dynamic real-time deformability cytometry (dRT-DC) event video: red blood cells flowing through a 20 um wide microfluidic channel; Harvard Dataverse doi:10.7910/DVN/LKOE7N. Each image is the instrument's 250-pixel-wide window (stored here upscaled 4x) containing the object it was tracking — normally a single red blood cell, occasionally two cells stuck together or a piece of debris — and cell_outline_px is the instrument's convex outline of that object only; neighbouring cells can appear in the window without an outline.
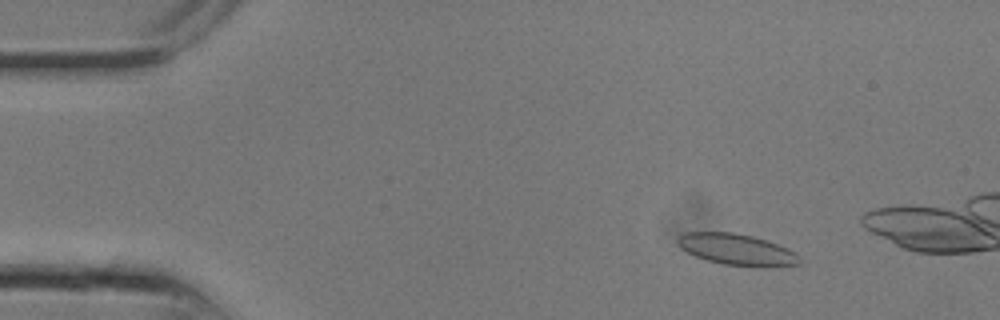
{"species": "common noctule bat (a hibernating species)", "species_latin": "Nyctalus noctula", "temperature_condition": "room temperature", "stored_images_in_passage": 15, "camera_frame_rate_fps": 3000, "um_per_image_px": 0.085, "animal": {"sex": "male", "body_mass_g": 13.3}, "frame": {"image": 1, "passage_image": 3, "time_ms": 0.667, "image_size_px": [1000, 320], "cell_outline_px": [[800, 264], [764, 268], [720, 264], [696, 256], [680, 248], [676, 240], [684, 232], [732, 232], [752, 236], [788, 248], [796, 252], [800, 256]], "centroid_in_image_um": [62.66, 21.23], "position_along_channel_um": 22.3, "area_um2": 22.37}}
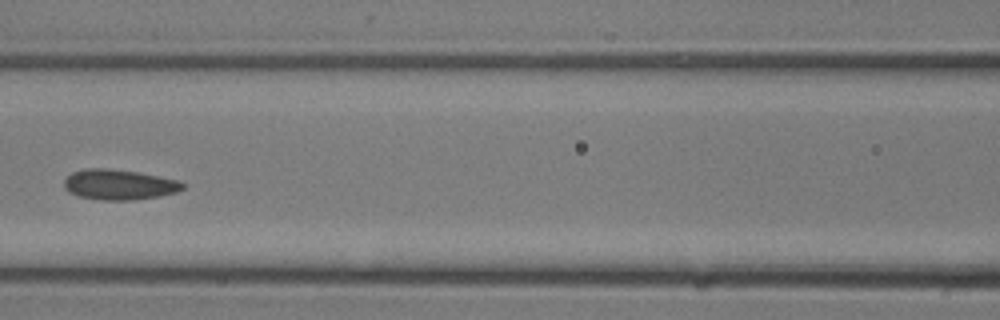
{"frame": {"image": 2, "passage_image": 11, "time_ms": 3.333, "image_size_px": [1000, 320], "cell_outline_px": [[184, 188], [176, 192], [156, 196], [132, 200], [104, 200], [80, 196], [68, 192], [64, 188], [64, 180], [72, 172], [88, 168], [108, 168], [136, 172], [180, 180], [184, 184]], "centroid_in_image_um": [10.11, 15.68], "position_along_channel_um": 156.5, "area_um2": 20.75}}
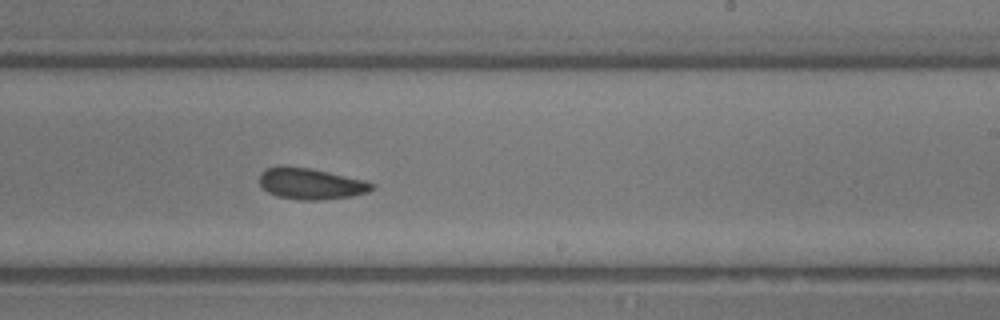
{"frame": {"image": 3, "passage_image": 15, "time_ms": 4.667, "image_size_px": [1000, 320], "cell_outline_px": [[376, 188], [368, 192], [352, 196], [320, 200], [300, 200], [276, 196], [268, 192], [260, 184], [260, 172], [268, 168], [312, 168], [368, 180]], "centroid_in_image_um": [26.5, 15.64], "position_along_channel_um": 262.5, "area_um2": 20.23}}